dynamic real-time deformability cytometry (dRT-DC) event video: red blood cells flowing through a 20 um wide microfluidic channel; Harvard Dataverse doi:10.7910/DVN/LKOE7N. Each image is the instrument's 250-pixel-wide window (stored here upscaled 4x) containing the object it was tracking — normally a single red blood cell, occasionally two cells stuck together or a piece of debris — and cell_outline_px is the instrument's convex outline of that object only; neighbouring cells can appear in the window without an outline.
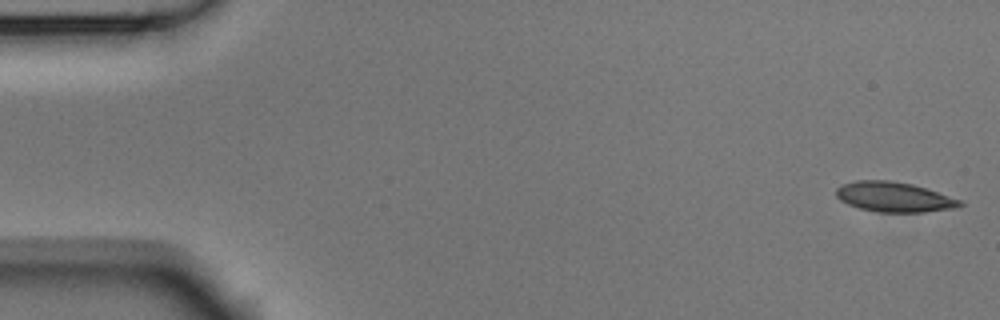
{"species": "Egyptian fruit bat (a non-hibernating species)", "species_latin": "Rousettus aegyptiacus", "temperature_condition": "room temperature", "stored_images_in_passage": 53, "camera_frame_rate_fps": 3000, "um_per_image_px": 0.085, "animal": {"sex": "male"}, "frame": {"image": 1, "passage_image": 1, "time_ms": 0.0, "image_size_px": [1000, 320], "cell_outline_px": [[964, 204], [956, 208], [924, 212], [880, 212], [860, 208], [848, 204], [840, 200], [836, 196], [836, 188], [844, 184], [856, 180], [888, 180], [912, 184], [960, 200]], "centroid_in_image_um": [75.97, 16.74], "position_along_channel_um": 9.0, "area_um2": 21.33}}
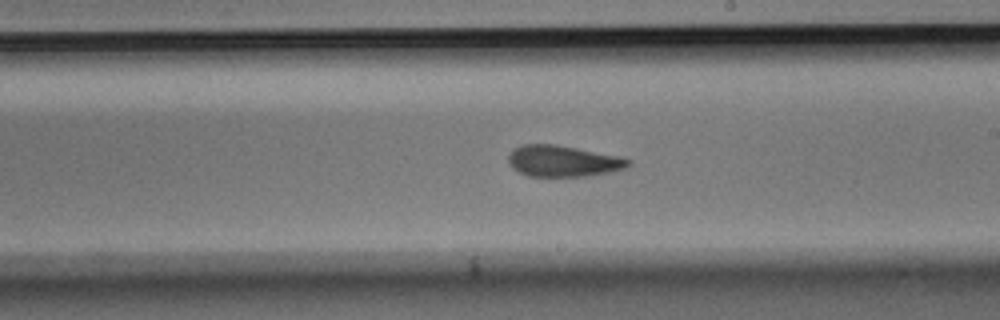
{"frame": {"image": 2, "passage_image": 30, "time_ms": 9.667, "image_size_px": [1000, 320], "cell_outline_px": [[632, 164], [628, 168], [612, 172], [588, 176], [528, 176], [512, 168], [508, 164], [508, 156], [512, 148], [524, 144], [552, 144], [616, 156], [632, 160]], "centroid_in_image_um": [47.84, 13.7], "position_along_channel_um": 241.2, "area_um2": 21.79}}
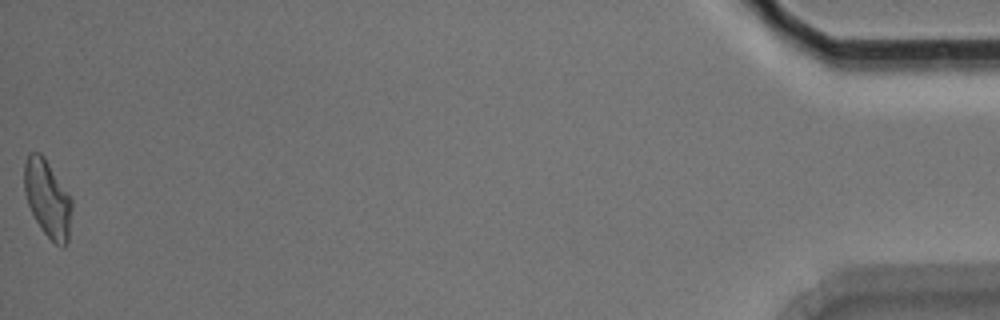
{"frame": {"image": 3, "passage_image": 53, "time_ms": 17.333, "image_size_px": [1000, 320], "cell_outline_px": [[72, 208], [68, 240], [64, 248], [56, 244], [44, 232], [36, 220], [28, 204], [24, 192], [24, 164], [28, 152], [40, 152], [44, 156], [72, 200]], "centroid_in_image_um": [4.03, 16.86], "position_along_channel_um": 431.2, "area_um2": 21.21}, "authors_computed_cell_mechanics": {"area_um2": 21.9062, "velocity_mm_per_s": 3.7557, "shape_relaxation_time_tau1_ms": 4.9885, "shape_relaxation_time_tau2_ms": 3.0015, "deformation_change_tau1": 0.1373, "deformation_change_tau2": 0.1025}}